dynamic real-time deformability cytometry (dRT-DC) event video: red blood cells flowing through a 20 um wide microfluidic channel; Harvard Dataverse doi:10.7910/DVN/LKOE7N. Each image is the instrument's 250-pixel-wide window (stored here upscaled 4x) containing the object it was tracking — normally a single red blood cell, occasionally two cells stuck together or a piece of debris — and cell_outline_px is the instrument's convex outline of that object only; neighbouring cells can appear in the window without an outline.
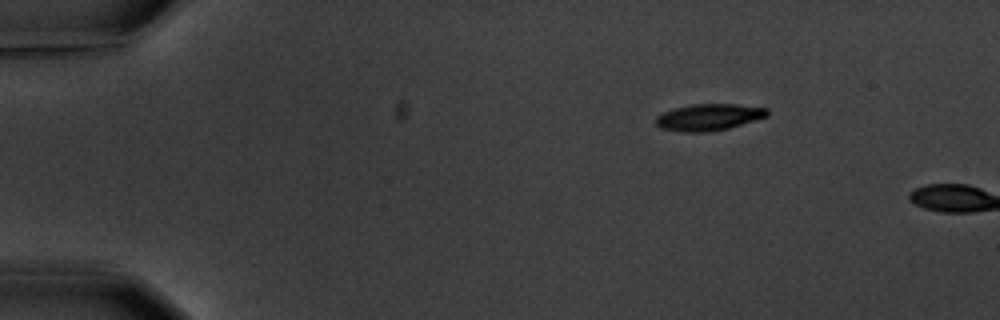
{"species": "common noctule bat (a hibernating species)", "species_latin": "Nyctalus noctula", "temperature_condition": "warm", "stored_images_in_passage": 2, "camera_frame_rate_fps": 3000, "um_per_image_px": 0.085, "animal": {"sex": "male", "body_mass_g": 20.1, "forearm_length_mm": 53.5}, "frame": {"image": 1, "passage_image": 1, "time_ms": 0.0, "image_size_px": [1000, 320], "cell_outline_px": [[768, 116], [728, 128], [708, 132], [684, 132], [660, 128], [656, 124], [656, 116], [664, 112], [676, 108], [692, 104], [736, 104], [768, 108]], "centroid_in_image_um": [60.25, 9.96], "position_along_channel_um": 24.8, "area_um2": 17.17}}